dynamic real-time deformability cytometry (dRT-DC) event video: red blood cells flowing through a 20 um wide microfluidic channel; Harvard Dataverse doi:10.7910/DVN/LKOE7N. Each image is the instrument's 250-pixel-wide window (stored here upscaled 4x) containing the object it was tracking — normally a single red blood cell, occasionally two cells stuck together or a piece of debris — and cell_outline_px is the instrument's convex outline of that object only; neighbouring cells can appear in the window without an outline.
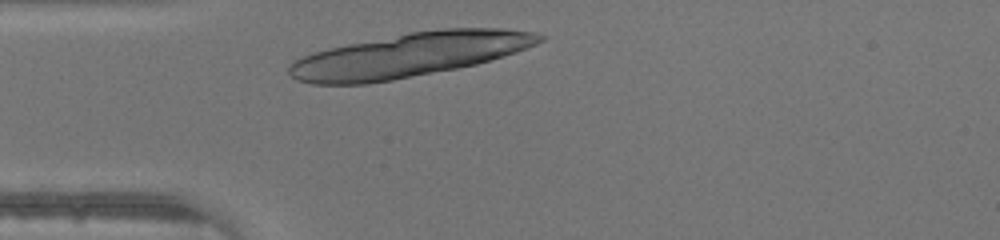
{"species": "human", "species_latin": "Homo sapiens", "temperature_condition": "warm", "stored_images_in_passage": 14, "segment_of_instrument_passage": [1, 2], "camera_frame_rate_fps": 3000, "um_per_image_px": 0.085, "donor": {"sex": "male"}, "frame": {"image": 1, "passage_image": 3, "time_ms": 0.667, "image_size_px": [1000, 240], "cell_outline_px": [[548, 36], [544, 40], [536, 44], [516, 52], [504, 56], [476, 64], [460, 68], [392, 80], [368, 84], [312, 84], [296, 80], [288, 72], [288, 68], [292, 60], [328, 48], [408, 32], [444, 28], [504, 28], [536, 32]], "centroid_in_image_um": [34.82, 4.67], "position_along_channel_um": 50.2, "area_um2": 64.5}}